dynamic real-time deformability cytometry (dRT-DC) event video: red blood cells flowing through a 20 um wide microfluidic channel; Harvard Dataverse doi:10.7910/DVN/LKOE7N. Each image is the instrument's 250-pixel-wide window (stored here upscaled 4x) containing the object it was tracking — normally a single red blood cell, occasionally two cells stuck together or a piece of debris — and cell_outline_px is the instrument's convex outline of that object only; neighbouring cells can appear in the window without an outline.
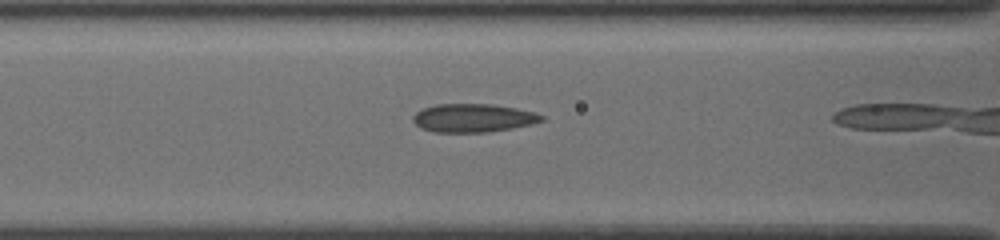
{"species": "common noctule bat (a hibernating species)", "species_latin": "Nyctalus noctula", "temperature_condition": "cold", "stored_images_in_passage": 7, "camera_frame_rate_fps": 3000, "um_per_image_px": 0.085, "animal": {"sex": "female", "body_mass_g": 19.5, "forearm_length_mm": 54.1}, "frame": {"image": 1, "passage_image": 6, "time_ms": 1.667, "image_size_px": [1000, 240], "cell_outline_px": [[544, 120], [532, 124], [512, 128], [488, 132], [436, 132], [420, 128], [412, 120], [412, 116], [416, 112], [424, 108], [436, 104], [492, 104], [516, 108], [532, 112], [544, 116]], "centroid_in_image_um": [40.2, 10.03], "position_along_channel_um": 126.4, "area_um2": 21.21}}